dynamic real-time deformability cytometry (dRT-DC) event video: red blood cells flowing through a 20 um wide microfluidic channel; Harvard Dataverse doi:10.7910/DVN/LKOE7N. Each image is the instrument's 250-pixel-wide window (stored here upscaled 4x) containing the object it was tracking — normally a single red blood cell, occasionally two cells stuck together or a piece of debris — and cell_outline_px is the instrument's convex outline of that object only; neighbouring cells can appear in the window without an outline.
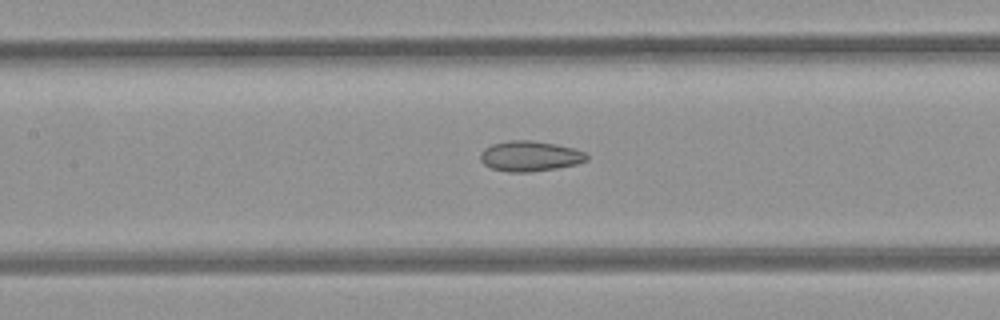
{"species": "common noctule bat (a hibernating species)", "species_latin": "Nyctalus noctula", "temperature_condition": "room temperature", "stored_images_in_passage": 31, "camera_frame_rate_fps": 3000, "um_per_image_px": 0.085, "animal": {"sex": "female", "body_mass_g": 21.9}, "frame": {"image": 1, "passage_image": 13, "time_ms": 4.0, "image_size_px": [1000, 320], "cell_outline_px": [[588, 160], [576, 164], [556, 168], [528, 172], [508, 172], [492, 168], [484, 164], [480, 160], [480, 152], [484, 148], [492, 144], [508, 140], [532, 140], [556, 144], [572, 148], [584, 152], [588, 156]], "centroid_in_image_um": [45.02, 13.26], "position_along_channel_um": 162.4, "area_um2": 18.79}}
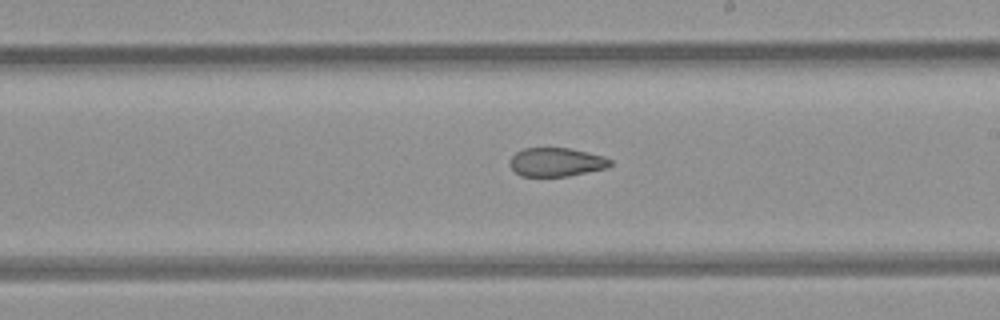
{"frame": {"image": 2, "passage_image": 19, "time_ms": 6.0, "image_size_px": [1000, 320], "cell_outline_px": [[612, 164], [608, 168], [568, 176], [520, 176], [508, 164], [512, 156], [516, 152], [524, 148], [568, 148], [588, 152], [604, 156], [612, 160]], "centroid_in_image_um": [47.3, 13.78], "position_along_channel_um": 241.7, "area_um2": 16.88}}
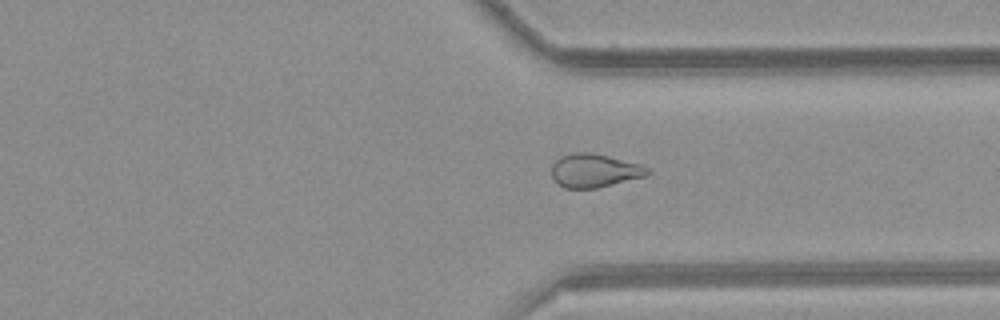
{"frame": {"image": 3, "passage_image": 28, "time_ms": 9.0, "image_size_px": [1000, 320], "cell_outline_px": [[652, 172], [648, 176], [596, 188], [564, 188], [552, 176], [552, 164], [560, 156], [572, 152], [588, 152], [608, 156], [640, 164], [648, 168]], "centroid_in_image_um": [50.55, 14.49], "position_along_channel_um": 360.8, "area_um2": 18.73}}